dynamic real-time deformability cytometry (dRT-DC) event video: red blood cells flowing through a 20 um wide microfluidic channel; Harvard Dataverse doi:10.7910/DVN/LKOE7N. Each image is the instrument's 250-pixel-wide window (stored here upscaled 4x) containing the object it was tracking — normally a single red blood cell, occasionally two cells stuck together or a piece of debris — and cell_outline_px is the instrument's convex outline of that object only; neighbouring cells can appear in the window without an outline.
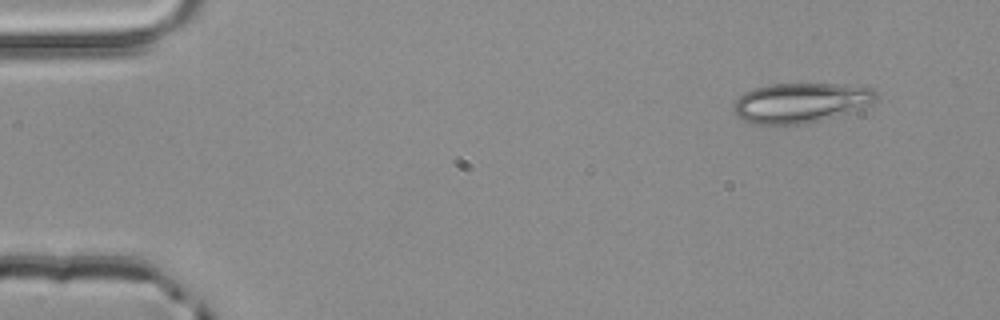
{"species": "common noctule bat (a hibernating species)", "species_latin": "Nyctalus noctula", "temperature_condition": "room temperature", "stored_images_in_passage": 3, "camera_frame_rate_fps": 3000, "um_per_image_px": 0.085, "animal": {"sex": "male", "body_mass_g": 20.4}, "frame": {"image": 1, "passage_image": 1, "time_ms": 0.0, "image_size_px": [1000, 320], "cell_outline_px": [[880, 96], [872, 104], [848, 112], [808, 124], [756, 124], [744, 120], [732, 108], [732, 104], [744, 92], [768, 84], [840, 84], [872, 88]], "centroid_in_image_um": [68.08, 8.73], "position_along_channel_um": 16.9, "area_um2": 33.0}}